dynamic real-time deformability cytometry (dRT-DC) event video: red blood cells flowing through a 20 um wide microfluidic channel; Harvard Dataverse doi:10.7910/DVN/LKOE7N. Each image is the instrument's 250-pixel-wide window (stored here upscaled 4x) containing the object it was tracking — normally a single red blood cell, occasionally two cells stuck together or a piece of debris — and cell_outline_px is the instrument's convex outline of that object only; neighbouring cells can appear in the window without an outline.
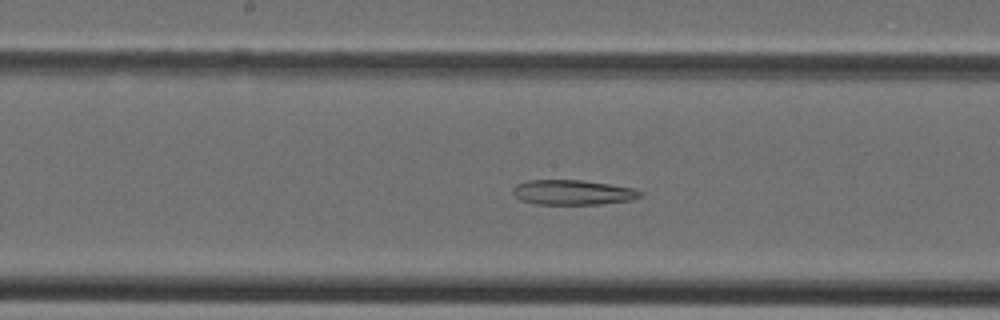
{"species": "Egyptian fruit bat (a non-hibernating species)", "species_latin": "Rousettus aegyptiacus", "temperature_condition": "cold", "stored_images_in_passage": 40, "camera_frame_rate_fps": 3000, "um_per_image_px": 0.085, "animal": {"sex": "female"}, "frame": {"image": 1, "passage_image": 21, "time_ms": 6.667, "image_size_px": [1000, 320], "cell_outline_px": [[644, 196], [632, 200], [600, 204], [536, 204], [520, 200], [512, 192], [512, 188], [516, 184], [528, 180], [580, 180], [608, 184], [632, 188], [644, 192]], "centroid_in_image_um": [48.69, 16.35], "position_along_channel_um": 199.5, "area_um2": 18.55}}
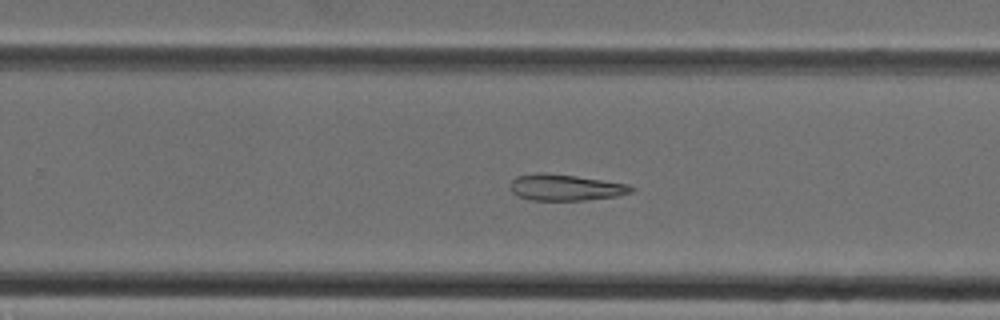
{"frame": {"image": 2, "passage_image": 26, "time_ms": 8.333, "image_size_px": [1000, 320], "cell_outline_px": [[636, 188], [632, 192], [616, 196], [584, 200], [528, 200], [516, 196], [508, 188], [512, 180], [516, 176], [536, 172], [544, 172], [576, 176], [628, 184]], "centroid_in_image_um": [48.0, 15.93], "position_along_channel_um": 281.8, "area_um2": 18.73}}
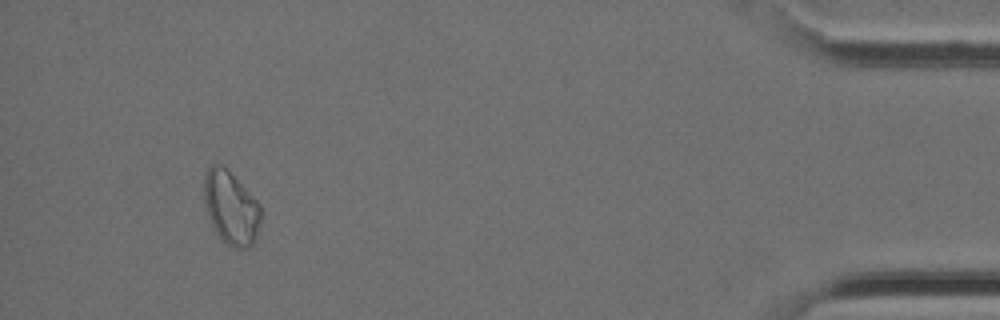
{"frame": {"image": 3, "passage_image": 38, "time_ms": 12.333, "image_size_px": [1000, 320], "cell_outline_px": [[260, 228], [256, 240], [248, 248], [232, 248], [216, 232], [212, 224], [204, 204], [204, 176], [208, 168], [212, 164], [220, 164], [260, 204]], "centroid_in_image_um": [19.63, 17.7], "position_along_channel_um": 415.6, "area_um2": 23.81}}